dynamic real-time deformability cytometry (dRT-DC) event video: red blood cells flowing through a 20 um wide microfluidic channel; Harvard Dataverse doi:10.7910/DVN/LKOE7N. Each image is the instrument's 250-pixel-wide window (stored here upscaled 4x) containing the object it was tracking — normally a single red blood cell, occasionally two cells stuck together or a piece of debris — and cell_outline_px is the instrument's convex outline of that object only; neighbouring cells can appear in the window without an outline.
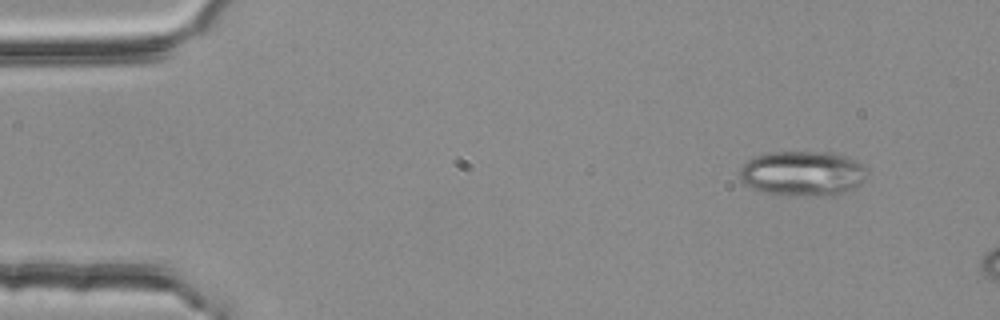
{"species": "common noctule bat (a hibernating species)", "species_latin": "Nyctalus noctula", "temperature_condition": "room temperature", "stored_images_in_passage": 3, "camera_frame_rate_fps": 3000, "um_per_image_px": 0.085, "animal": {"sex": "female", "body_mass_g": 25.1}, "frame": {"image": 1, "passage_image": 1, "time_ms": 0.0, "image_size_px": [1000, 320], "cell_outline_px": [[864, 180], [852, 192], [840, 196], [832, 196], [768, 192], [752, 188], [744, 184], [740, 180], [740, 168], [748, 160], [756, 156], [772, 152], [832, 152], [856, 160], [864, 168]], "centroid_in_image_um": [68.26, 14.74], "position_along_channel_um": 16.7, "area_um2": 33.12}}